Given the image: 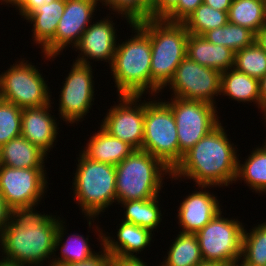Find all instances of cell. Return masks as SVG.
Segmentation results:
<instances>
[{
	"mask_svg": "<svg viewBox=\"0 0 266 266\" xmlns=\"http://www.w3.org/2000/svg\"><path fill=\"white\" fill-rule=\"evenodd\" d=\"M6 4H12V6H17L19 8L20 15L24 16V19H27L37 8L43 6L44 4H50L54 0H1V2Z\"/></svg>",
	"mask_w": 266,
	"mask_h": 266,
	"instance_id": "cell-37",
	"label": "cell"
},
{
	"mask_svg": "<svg viewBox=\"0 0 266 266\" xmlns=\"http://www.w3.org/2000/svg\"><path fill=\"white\" fill-rule=\"evenodd\" d=\"M51 103L22 109L21 135L45 154L50 152L58 134L57 121L48 110ZM49 150V151H48Z\"/></svg>",
	"mask_w": 266,
	"mask_h": 266,
	"instance_id": "cell-17",
	"label": "cell"
},
{
	"mask_svg": "<svg viewBox=\"0 0 266 266\" xmlns=\"http://www.w3.org/2000/svg\"><path fill=\"white\" fill-rule=\"evenodd\" d=\"M24 62H16L0 75V98L21 109L49 104L51 96L46 80L35 66Z\"/></svg>",
	"mask_w": 266,
	"mask_h": 266,
	"instance_id": "cell-9",
	"label": "cell"
},
{
	"mask_svg": "<svg viewBox=\"0 0 266 266\" xmlns=\"http://www.w3.org/2000/svg\"><path fill=\"white\" fill-rule=\"evenodd\" d=\"M79 158L73 182L74 197L86 217L93 220L116 202V168L93 161L82 152Z\"/></svg>",
	"mask_w": 266,
	"mask_h": 266,
	"instance_id": "cell-6",
	"label": "cell"
},
{
	"mask_svg": "<svg viewBox=\"0 0 266 266\" xmlns=\"http://www.w3.org/2000/svg\"><path fill=\"white\" fill-rule=\"evenodd\" d=\"M262 113H264L265 115H264V118H265V122H266V105L263 107V109H262Z\"/></svg>",
	"mask_w": 266,
	"mask_h": 266,
	"instance_id": "cell-47",
	"label": "cell"
},
{
	"mask_svg": "<svg viewBox=\"0 0 266 266\" xmlns=\"http://www.w3.org/2000/svg\"><path fill=\"white\" fill-rule=\"evenodd\" d=\"M221 125L219 123L184 154L172 171V178L183 176L193 179L201 188L228 186L236 181L237 150Z\"/></svg>",
	"mask_w": 266,
	"mask_h": 266,
	"instance_id": "cell-2",
	"label": "cell"
},
{
	"mask_svg": "<svg viewBox=\"0 0 266 266\" xmlns=\"http://www.w3.org/2000/svg\"><path fill=\"white\" fill-rule=\"evenodd\" d=\"M219 211L196 235L204 261L239 263L244 227L240 221L221 217Z\"/></svg>",
	"mask_w": 266,
	"mask_h": 266,
	"instance_id": "cell-8",
	"label": "cell"
},
{
	"mask_svg": "<svg viewBox=\"0 0 266 266\" xmlns=\"http://www.w3.org/2000/svg\"><path fill=\"white\" fill-rule=\"evenodd\" d=\"M99 131L90 138L82 151L89 159L116 166L135 151L131 145L111 136L102 127Z\"/></svg>",
	"mask_w": 266,
	"mask_h": 266,
	"instance_id": "cell-21",
	"label": "cell"
},
{
	"mask_svg": "<svg viewBox=\"0 0 266 266\" xmlns=\"http://www.w3.org/2000/svg\"><path fill=\"white\" fill-rule=\"evenodd\" d=\"M166 102L174 115L179 142V163L184 154L218 124L216 106L203 101L177 97Z\"/></svg>",
	"mask_w": 266,
	"mask_h": 266,
	"instance_id": "cell-10",
	"label": "cell"
},
{
	"mask_svg": "<svg viewBox=\"0 0 266 266\" xmlns=\"http://www.w3.org/2000/svg\"><path fill=\"white\" fill-rule=\"evenodd\" d=\"M61 222L33 210L13 212L0 237L6 255L3 259L24 266H40L62 244L65 229Z\"/></svg>",
	"mask_w": 266,
	"mask_h": 266,
	"instance_id": "cell-1",
	"label": "cell"
},
{
	"mask_svg": "<svg viewBox=\"0 0 266 266\" xmlns=\"http://www.w3.org/2000/svg\"><path fill=\"white\" fill-rule=\"evenodd\" d=\"M142 150L160 159L172 171L179 164L176 121L166 102H144Z\"/></svg>",
	"mask_w": 266,
	"mask_h": 266,
	"instance_id": "cell-7",
	"label": "cell"
},
{
	"mask_svg": "<svg viewBox=\"0 0 266 266\" xmlns=\"http://www.w3.org/2000/svg\"><path fill=\"white\" fill-rule=\"evenodd\" d=\"M105 235L106 234H103L101 231L100 235H98L100 236L99 238L102 239L101 245H103V248L111 256L120 257H136V255L133 254L143 251V248L150 244L153 236L151 230L125 221H122L118 229V241Z\"/></svg>",
	"mask_w": 266,
	"mask_h": 266,
	"instance_id": "cell-19",
	"label": "cell"
},
{
	"mask_svg": "<svg viewBox=\"0 0 266 266\" xmlns=\"http://www.w3.org/2000/svg\"><path fill=\"white\" fill-rule=\"evenodd\" d=\"M151 41V94L161 92L173 79L176 68L186 57L189 32L182 23L163 19L137 22Z\"/></svg>",
	"mask_w": 266,
	"mask_h": 266,
	"instance_id": "cell-3",
	"label": "cell"
},
{
	"mask_svg": "<svg viewBox=\"0 0 266 266\" xmlns=\"http://www.w3.org/2000/svg\"><path fill=\"white\" fill-rule=\"evenodd\" d=\"M102 249L103 253H98L86 261L65 264L62 266H110L111 255L104 248Z\"/></svg>",
	"mask_w": 266,
	"mask_h": 266,
	"instance_id": "cell-39",
	"label": "cell"
},
{
	"mask_svg": "<svg viewBox=\"0 0 266 266\" xmlns=\"http://www.w3.org/2000/svg\"><path fill=\"white\" fill-rule=\"evenodd\" d=\"M13 214L11 208L7 205L3 194L0 192V237L7 224L8 218Z\"/></svg>",
	"mask_w": 266,
	"mask_h": 266,
	"instance_id": "cell-41",
	"label": "cell"
},
{
	"mask_svg": "<svg viewBox=\"0 0 266 266\" xmlns=\"http://www.w3.org/2000/svg\"><path fill=\"white\" fill-rule=\"evenodd\" d=\"M102 1L115 12L127 18V22L137 23L142 20L150 19L149 5L144 0H97Z\"/></svg>",
	"mask_w": 266,
	"mask_h": 266,
	"instance_id": "cell-35",
	"label": "cell"
},
{
	"mask_svg": "<svg viewBox=\"0 0 266 266\" xmlns=\"http://www.w3.org/2000/svg\"><path fill=\"white\" fill-rule=\"evenodd\" d=\"M139 98L141 96H119L121 103L108 109L101 125L111 136L128 143L135 150L142 149L144 137V103L138 104Z\"/></svg>",
	"mask_w": 266,
	"mask_h": 266,
	"instance_id": "cell-13",
	"label": "cell"
},
{
	"mask_svg": "<svg viewBox=\"0 0 266 266\" xmlns=\"http://www.w3.org/2000/svg\"><path fill=\"white\" fill-rule=\"evenodd\" d=\"M234 51L209 42L204 36L189 33L186 56L196 63L220 72L233 68Z\"/></svg>",
	"mask_w": 266,
	"mask_h": 266,
	"instance_id": "cell-20",
	"label": "cell"
},
{
	"mask_svg": "<svg viewBox=\"0 0 266 266\" xmlns=\"http://www.w3.org/2000/svg\"><path fill=\"white\" fill-rule=\"evenodd\" d=\"M66 243L61 245V258H55L48 266H62L70 263H78L92 258L97 253L91 251L88 245V237L84 239L82 235L73 234L66 239Z\"/></svg>",
	"mask_w": 266,
	"mask_h": 266,
	"instance_id": "cell-33",
	"label": "cell"
},
{
	"mask_svg": "<svg viewBox=\"0 0 266 266\" xmlns=\"http://www.w3.org/2000/svg\"><path fill=\"white\" fill-rule=\"evenodd\" d=\"M158 197L119 202L126 208L124 213L125 217L122 221L133 223L153 231L162 220L160 218L162 213L158 207Z\"/></svg>",
	"mask_w": 266,
	"mask_h": 266,
	"instance_id": "cell-27",
	"label": "cell"
},
{
	"mask_svg": "<svg viewBox=\"0 0 266 266\" xmlns=\"http://www.w3.org/2000/svg\"><path fill=\"white\" fill-rule=\"evenodd\" d=\"M113 25L114 23L108 17L93 25L90 24L75 46L82 53H80L82 56L75 61L89 65L88 58L97 59V61L104 59L105 61L108 60L109 65L112 64L117 45L116 30Z\"/></svg>",
	"mask_w": 266,
	"mask_h": 266,
	"instance_id": "cell-16",
	"label": "cell"
},
{
	"mask_svg": "<svg viewBox=\"0 0 266 266\" xmlns=\"http://www.w3.org/2000/svg\"><path fill=\"white\" fill-rule=\"evenodd\" d=\"M220 93L240 102H255L261 109L259 80L234 68L221 72Z\"/></svg>",
	"mask_w": 266,
	"mask_h": 266,
	"instance_id": "cell-23",
	"label": "cell"
},
{
	"mask_svg": "<svg viewBox=\"0 0 266 266\" xmlns=\"http://www.w3.org/2000/svg\"><path fill=\"white\" fill-rule=\"evenodd\" d=\"M47 156L22 135L0 147V165L13 168H44Z\"/></svg>",
	"mask_w": 266,
	"mask_h": 266,
	"instance_id": "cell-22",
	"label": "cell"
},
{
	"mask_svg": "<svg viewBox=\"0 0 266 266\" xmlns=\"http://www.w3.org/2000/svg\"><path fill=\"white\" fill-rule=\"evenodd\" d=\"M203 36L209 42L226 46L234 52L251 46L255 42V34L251 30L230 22L207 31Z\"/></svg>",
	"mask_w": 266,
	"mask_h": 266,
	"instance_id": "cell-29",
	"label": "cell"
},
{
	"mask_svg": "<svg viewBox=\"0 0 266 266\" xmlns=\"http://www.w3.org/2000/svg\"><path fill=\"white\" fill-rule=\"evenodd\" d=\"M115 168L117 202L156 197L162 189L163 175L172 176V170L160 159L142 149L135 150Z\"/></svg>",
	"mask_w": 266,
	"mask_h": 266,
	"instance_id": "cell-5",
	"label": "cell"
},
{
	"mask_svg": "<svg viewBox=\"0 0 266 266\" xmlns=\"http://www.w3.org/2000/svg\"><path fill=\"white\" fill-rule=\"evenodd\" d=\"M22 109L0 98V147L21 135Z\"/></svg>",
	"mask_w": 266,
	"mask_h": 266,
	"instance_id": "cell-34",
	"label": "cell"
},
{
	"mask_svg": "<svg viewBox=\"0 0 266 266\" xmlns=\"http://www.w3.org/2000/svg\"><path fill=\"white\" fill-rule=\"evenodd\" d=\"M196 266H228V264L222 262L202 261Z\"/></svg>",
	"mask_w": 266,
	"mask_h": 266,
	"instance_id": "cell-45",
	"label": "cell"
},
{
	"mask_svg": "<svg viewBox=\"0 0 266 266\" xmlns=\"http://www.w3.org/2000/svg\"><path fill=\"white\" fill-rule=\"evenodd\" d=\"M255 42L266 52V25L255 34Z\"/></svg>",
	"mask_w": 266,
	"mask_h": 266,
	"instance_id": "cell-43",
	"label": "cell"
},
{
	"mask_svg": "<svg viewBox=\"0 0 266 266\" xmlns=\"http://www.w3.org/2000/svg\"><path fill=\"white\" fill-rule=\"evenodd\" d=\"M44 168H13L0 165V192L13 212L33 210L47 188ZM46 186V187H45Z\"/></svg>",
	"mask_w": 266,
	"mask_h": 266,
	"instance_id": "cell-11",
	"label": "cell"
},
{
	"mask_svg": "<svg viewBox=\"0 0 266 266\" xmlns=\"http://www.w3.org/2000/svg\"><path fill=\"white\" fill-rule=\"evenodd\" d=\"M179 233L161 266H196L204 261L197 235Z\"/></svg>",
	"mask_w": 266,
	"mask_h": 266,
	"instance_id": "cell-26",
	"label": "cell"
},
{
	"mask_svg": "<svg viewBox=\"0 0 266 266\" xmlns=\"http://www.w3.org/2000/svg\"><path fill=\"white\" fill-rule=\"evenodd\" d=\"M228 22L256 34L266 25L265 0H233L228 11Z\"/></svg>",
	"mask_w": 266,
	"mask_h": 266,
	"instance_id": "cell-25",
	"label": "cell"
},
{
	"mask_svg": "<svg viewBox=\"0 0 266 266\" xmlns=\"http://www.w3.org/2000/svg\"><path fill=\"white\" fill-rule=\"evenodd\" d=\"M139 257L111 256L110 266H147Z\"/></svg>",
	"mask_w": 266,
	"mask_h": 266,
	"instance_id": "cell-40",
	"label": "cell"
},
{
	"mask_svg": "<svg viewBox=\"0 0 266 266\" xmlns=\"http://www.w3.org/2000/svg\"><path fill=\"white\" fill-rule=\"evenodd\" d=\"M148 5H150L152 2H153V0H144Z\"/></svg>",
	"mask_w": 266,
	"mask_h": 266,
	"instance_id": "cell-48",
	"label": "cell"
},
{
	"mask_svg": "<svg viewBox=\"0 0 266 266\" xmlns=\"http://www.w3.org/2000/svg\"><path fill=\"white\" fill-rule=\"evenodd\" d=\"M232 1L233 0H204L203 3L216 10L228 12Z\"/></svg>",
	"mask_w": 266,
	"mask_h": 266,
	"instance_id": "cell-42",
	"label": "cell"
},
{
	"mask_svg": "<svg viewBox=\"0 0 266 266\" xmlns=\"http://www.w3.org/2000/svg\"><path fill=\"white\" fill-rule=\"evenodd\" d=\"M220 84V71L202 66L186 56L176 68L168 85H171L174 97L214 105V96L221 95Z\"/></svg>",
	"mask_w": 266,
	"mask_h": 266,
	"instance_id": "cell-12",
	"label": "cell"
},
{
	"mask_svg": "<svg viewBox=\"0 0 266 266\" xmlns=\"http://www.w3.org/2000/svg\"><path fill=\"white\" fill-rule=\"evenodd\" d=\"M130 24L137 34L116 45L110 65L118 96H142L146 90H151L150 36L138 23Z\"/></svg>",
	"mask_w": 266,
	"mask_h": 266,
	"instance_id": "cell-4",
	"label": "cell"
},
{
	"mask_svg": "<svg viewBox=\"0 0 266 266\" xmlns=\"http://www.w3.org/2000/svg\"><path fill=\"white\" fill-rule=\"evenodd\" d=\"M204 0H178L177 5L163 18L172 23H182Z\"/></svg>",
	"mask_w": 266,
	"mask_h": 266,
	"instance_id": "cell-36",
	"label": "cell"
},
{
	"mask_svg": "<svg viewBox=\"0 0 266 266\" xmlns=\"http://www.w3.org/2000/svg\"><path fill=\"white\" fill-rule=\"evenodd\" d=\"M0 266H24V265H20L17 264L16 262L8 261L2 258V260H0Z\"/></svg>",
	"mask_w": 266,
	"mask_h": 266,
	"instance_id": "cell-46",
	"label": "cell"
},
{
	"mask_svg": "<svg viewBox=\"0 0 266 266\" xmlns=\"http://www.w3.org/2000/svg\"><path fill=\"white\" fill-rule=\"evenodd\" d=\"M233 68L260 80L266 74V52L254 42L234 53Z\"/></svg>",
	"mask_w": 266,
	"mask_h": 266,
	"instance_id": "cell-32",
	"label": "cell"
},
{
	"mask_svg": "<svg viewBox=\"0 0 266 266\" xmlns=\"http://www.w3.org/2000/svg\"><path fill=\"white\" fill-rule=\"evenodd\" d=\"M97 3V0H65L56 34L42 50L46 58H55L71 43L74 44L72 47L78 44L92 20Z\"/></svg>",
	"mask_w": 266,
	"mask_h": 266,
	"instance_id": "cell-15",
	"label": "cell"
},
{
	"mask_svg": "<svg viewBox=\"0 0 266 266\" xmlns=\"http://www.w3.org/2000/svg\"><path fill=\"white\" fill-rule=\"evenodd\" d=\"M257 147L245 160L244 164H237L236 180L244 179L245 183L256 192H266V143Z\"/></svg>",
	"mask_w": 266,
	"mask_h": 266,
	"instance_id": "cell-28",
	"label": "cell"
},
{
	"mask_svg": "<svg viewBox=\"0 0 266 266\" xmlns=\"http://www.w3.org/2000/svg\"><path fill=\"white\" fill-rule=\"evenodd\" d=\"M90 64L74 62L60 94L59 114L63 121H80L92 105L94 89ZM65 119V120H64Z\"/></svg>",
	"mask_w": 266,
	"mask_h": 266,
	"instance_id": "cell-14",
	"label": "cell"
},
{
	"mask_svg": "<svg viewBox=\"0 0 266 266\" xmlns=\"http://www.w3.org/2000/svg\"><path fill=\"white\" fill-rule=\"evenodd\" d=\"M65 10V0H54L37 8L26 20L33 23V38L42 49L54 38L58 22Z\"/></svg>",
	"mask_w": 266,
	"mask_h": 266,
	"instance_id": "cell-24",
	"label": "cell"
},
{
	"mask_svg": "<svg viewBox=\"0 0 266 266\" xmlns=\"http://www.w3.org/2000/svg\"><path fill=\"white\" fill-rule=\"evenodd\" d=\"M261 109L266 105V74L259 80Z\"/></svg>",
	"mask_w": 266,
	"mask_h": 266,
	"instance_id": "cell-44",
	"label": "cell"
},
{
	"mask_svg": "<svg viewBox=\"0 0 266 266\" xmlns=\"http://www.w3.org/2000/svg\"><path fill=\"white\" fill-rule=\"evenodd\" d=\"M241 261L244 266H266V222L243 231Z\"/></svg>",
	"mask_w": 266,
	"mask_h": 266,
	"instance_id": "cell-31",
	"label": "cell"
},
{
	"mask_svg": "<svg viewBox=\"0 0 266 266\" xmlns=\"http://www.w3.org/2000/svg\"><path fill=\"white\" fill-rule=\"evenodd\" d=\"M228 23V12L216 10L205 3L200 4L182 24L194 35L203 36L207 31Z\"/></svg>",
	"mask_w": 266,
	"mask_h": 266,
	"instance_id": "cell-30",
	"label": "cell"
},
{
	"mask_svg": "<svg viewBox=\"0 0 266 266\" xmlns=\"http://www.w3.org/2000/svg\"><path fill=\"white\" fill-rule=\"evenodd\" d=\"M182 233L196 234L221 211L219 202L209 191H196L188 195L178 208Z\"/></svg>",
	"mask_w": 266,
	"mask_h": 266,
	"instance_id": "cell-18",
	"label": "cell"
},
{
	"mask_svg": "<svg viewBox=\"0 0 266 266\" xmlns=\"http://www.w3.org/2000/svg\"><path fill=\"white\" fill-rule=\"evenodd\" d=\"M239 263L229 264L228 266H240Z\"/></svg>",
	"mask_w": 266,
	"mask_h": 266,
	"instance_id": "cell-49",
	"label": "cell"
},
{
	"mask_svg": "<svg viewBox=\"0 0 266 266\" xmlns=\"http://www.w3.org/2000/svg\"><path fill=\"white\" fill-rule=\"evenodd\" d=\"M178 3V0H153L149 5L151 19H163Z\"/></svg>",
	"mask_w": 266,
	"mask_h": 266,
	"instance_id": "cell-38",
	"label": "cell"
}]
</instances>
